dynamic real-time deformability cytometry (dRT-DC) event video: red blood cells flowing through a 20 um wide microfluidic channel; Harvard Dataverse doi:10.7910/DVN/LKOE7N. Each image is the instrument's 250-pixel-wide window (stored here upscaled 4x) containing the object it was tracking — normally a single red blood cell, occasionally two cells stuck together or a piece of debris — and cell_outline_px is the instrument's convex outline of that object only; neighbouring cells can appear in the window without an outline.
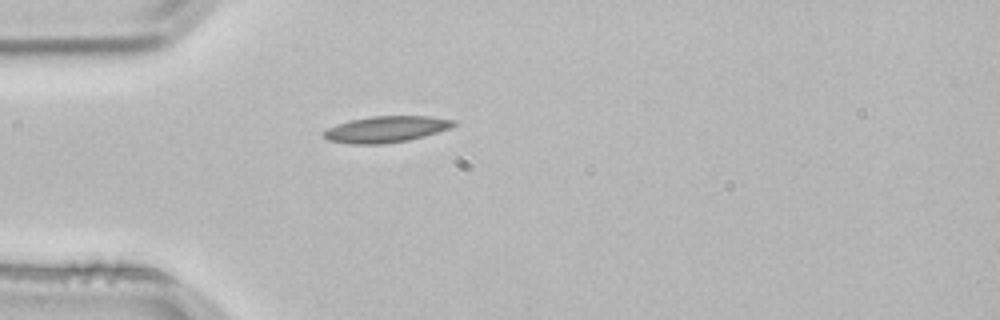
{"species": "common noctule bat (a hibernating species)", "species_latin": "Nyctalus noctula", "temperature_condition": "room temperature", "stored_images_in_passage": 1, "camera_frame_rate_fps": 3000, "um_per_image_px": 0.085, "animal": {"sex": "male", "body_mass_g": 21.5, "forearm_length_mm": 52.0}, "frame": {"image": 1, "passage_image": 1, "time_ms": 0.0, "image_size_px": [1000, 320], "cell_outline_px": [[456, 124], [448, 128], [424, 136], [408, 140], [380, 144], [352, 144], [328, 140], [324, 136], [324, 132], [328, 128], [336, 124], [348, 120], [372, 116], [428, 116], [456, 120]], "centroid_in_image_um": [32.8, 10.98], "position_along_channel_um": 52.2, "area_um2": 19.71}}